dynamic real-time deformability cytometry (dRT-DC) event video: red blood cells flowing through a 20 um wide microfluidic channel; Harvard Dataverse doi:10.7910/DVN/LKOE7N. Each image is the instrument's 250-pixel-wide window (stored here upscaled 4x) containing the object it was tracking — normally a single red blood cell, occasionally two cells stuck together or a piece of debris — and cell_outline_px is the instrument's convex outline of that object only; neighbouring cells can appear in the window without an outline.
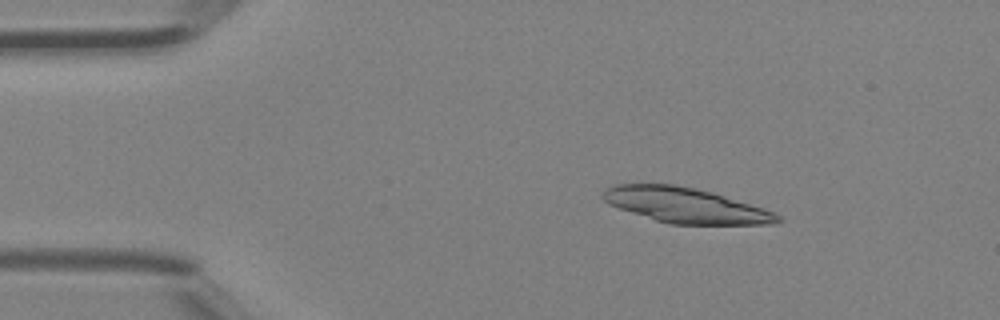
{"species": "Egyptian fruit bat (a non-hibernating species)", "species_latin": "Rousettus aegyptiacus", "temperature_condition": "room temperature", "stored_images_in_passage": 3, "camera_frame_rate_fps": 3000, "um_per_image_px": 0.085, "animal": {"sex": "female"}, "frame": {"image": 1, "passage_image": 1, "time_ms": 0.0, "image_size_px": [1000, 320], "cell_outline_px": [[784, 220], [776, 224], [672, 224], [656, 220], [608, 204], [600, 196], [604, 188], [612, 184], [672, 184], [696, 188], [712, 192], [764, 208], [780, 216]], "centroid_in_image_um": [58.26, 17.44], "position_along_channel_um": 26.7, "area_um2": 35.66}}